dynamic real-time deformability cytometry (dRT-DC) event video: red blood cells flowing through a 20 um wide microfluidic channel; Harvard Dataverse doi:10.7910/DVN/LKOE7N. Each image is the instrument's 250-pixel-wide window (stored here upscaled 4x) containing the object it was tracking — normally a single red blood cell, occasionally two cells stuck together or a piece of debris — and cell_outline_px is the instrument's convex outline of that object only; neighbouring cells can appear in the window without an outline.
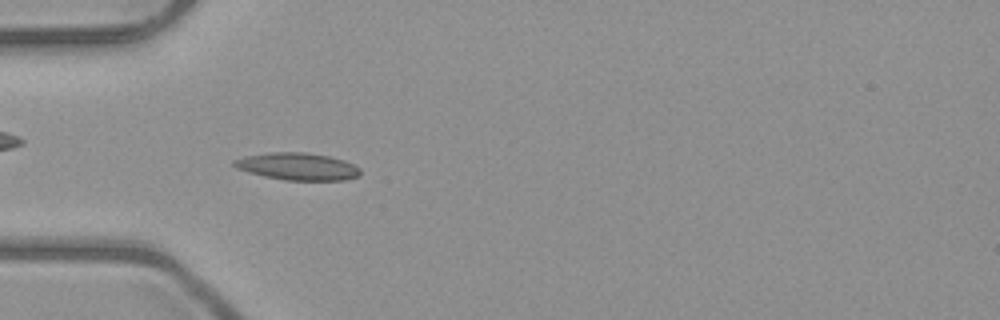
{"species": "common noctule bat (a hibernating species)", "species_latin": "Nyctalus noctula", "temperature_condition": "room temperature", "stored_images_in_passage": 7, "camera_frame_rate_fps": 3000, "um_per_image_px": 0.085, "animal": {"sex": "male", "body_mass_g": 23.1, "forearm_length_mm": 52.7}, "frame": {"image": 1, "passage_image": 6, "time_ms": 5.667, "image_size_px": [1000, 320], "cell_outline_px": [[360, 176], [344, 180], [284, 180], [264, 176], [248, 172], [236, 168], [232, 164], [232, 160], [244, 156], [268, 152], [304, 152], [328, 156], [344, 160], [360, 168]], "centroid_in_image_um": [25.26, 14.14], "position_along_channel_um": 59.7, "area_um2": 20.11}}
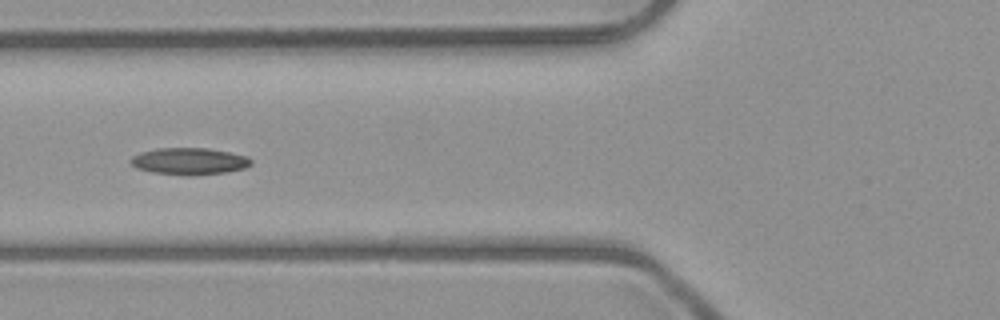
{"frame": {"image": 2, "passage_image": 7, "time_ms": 7.0, "image_size_px": [1000, 320], "cell_outline_px": [[252, 164], [244, 168], [224, 172], [188, 176], [152, 172], [136, 168], [128, 160], [132, 156], [140, 152], [156, 148], [208, 148], [248, 156], [252, 160]], "centroid_in_image_um": [16.06, 13.7], "position_along_channel_um": 109.7, "area_um2": 18.9}}